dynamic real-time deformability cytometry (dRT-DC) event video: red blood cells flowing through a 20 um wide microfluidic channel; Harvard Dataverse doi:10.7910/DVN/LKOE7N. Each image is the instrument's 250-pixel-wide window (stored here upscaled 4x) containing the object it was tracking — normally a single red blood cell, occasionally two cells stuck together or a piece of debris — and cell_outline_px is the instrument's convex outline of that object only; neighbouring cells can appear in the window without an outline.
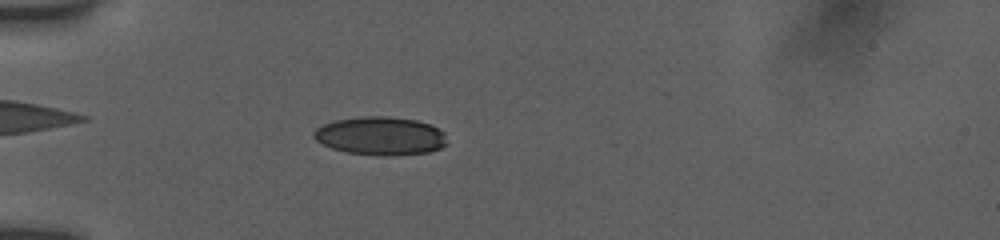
{"species": "human", "species_latin": "Homo sapiens", "temperature_condition": "room temperature", "stored_images_in_passage": 19, "camera_frame_rate_fps": 3000, "um_per_image_px": 0.085, "donor": {"sex": "female"}, "frame": {"image": 1, "passage_image": 16, "time_ms": 5.0, "image_size_px": [1000, 240], "cell_outline_px": [[448, 144], [440, 148], [428, 152], [396, 156], [376, 156], [348, 152], [332, 148], [316, 140], [312, 136], [312, 132], [316, 128], [332, 120], [364, 116], [384, 116], [416, 120], [440, 128], [444, 132]], "centroid_in_image_um": [32.35, 11.56], "position_along_channel_um": 52.7, "area_um2": 30.06}}
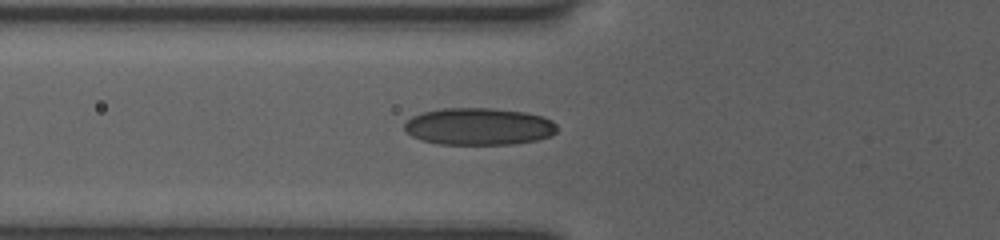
{"frame": {"image": 2, "passage_image": 19, "time_ms": 6.0, "image_size_px": [1000, 240], "cell_outline_px": [[556, 132], [548, 136], [536, 140], [512, 144], [440, 144], [420, 140], [412, 136], [404, 128], [404, 124], [412, 116], [424, 112], [444, 108], [492, 108], [524, 112], [544, 116], [552, 120], [556, 124]], "centroid_in_image_um": [40.7, 10.75], "position_along_channel_um": 85.1, "area_um2": 32.95}}